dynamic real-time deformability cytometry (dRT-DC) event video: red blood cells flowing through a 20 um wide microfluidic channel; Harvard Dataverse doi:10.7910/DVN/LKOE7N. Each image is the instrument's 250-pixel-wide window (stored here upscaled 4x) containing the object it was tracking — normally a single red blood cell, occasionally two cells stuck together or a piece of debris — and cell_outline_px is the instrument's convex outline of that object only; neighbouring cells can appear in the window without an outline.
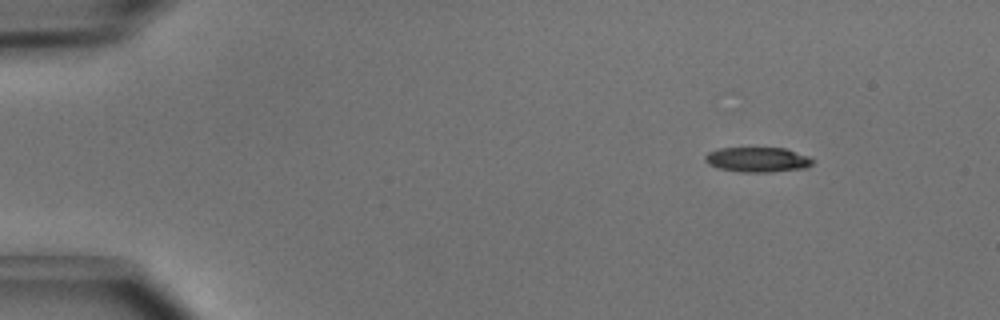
{"species": "common noctule bat (a hibernating species)", "species_latin": "Nyctalus noctula", "temperature_condition": "cold", "stored_images_in_passage": 46, "segment_of_instrument_passage": [1, 2], "camera_frame_rate_fps": 3000, "um_per_image_px": 0.085, "animal": {"sex": "male", "body_mass_g": 15.6}, "frame": {"image": 1, "passage_image": 1, "time_ms": 0.0, "image_size_px": [1000, 320], "cell_outline_px": [[816, 160], [812, 164], [804, 168], [772, 172], [740, 172], [720, 168], [708, 164], [704, 160], [704, 156], [708, 152], [720, 148], [784, 148], [808, 156]], "centroid_in_image_um": [64.39, 13.57], "position_along_channel_um": 20.6, "area_um2": 15.61}}
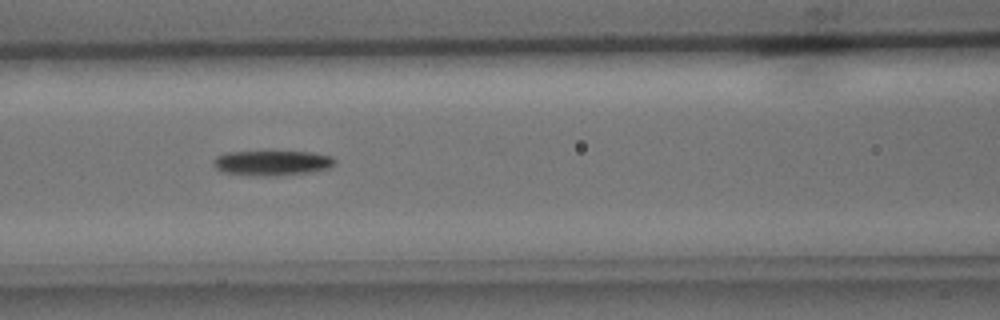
{"frame": {"image": 2, "passage_image": 17, "time_ms": 5.333, "image_size_px": [1000, 320], "cell_outline_px": [[336, 160], [328, 168], [308, 172], [276, 176], [224, 172], [216, 168], [212, 164], [212, 160], [216, 156], [224, 152], [312, 152], [332, 156]], "centroid_in_image_um": [23.1, 13.83], "position_along_channel_um": 143.5, "area_um2": 17.34}}
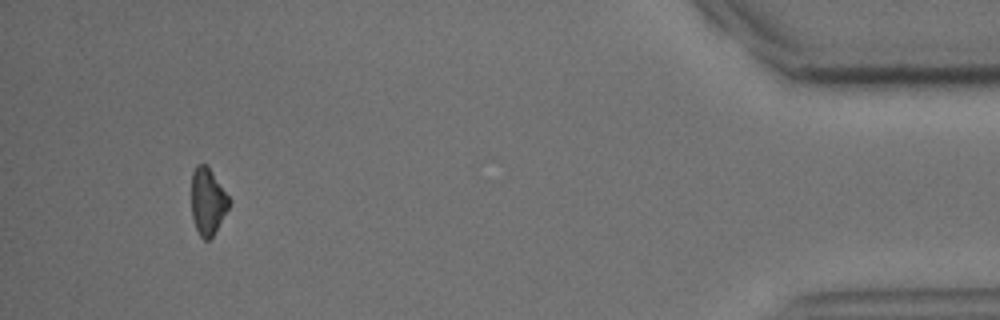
{"frame": {"image": 3, "passage_image": 42, "time_ms": 13.667, "image_size_px": [1000, 320], "cell_outline_px": [[232, 200], [228, 208], [212, 236], [208, 240], [204, 240], [200, 236], [196, 228], [192, 216], [192, 172], [196, 164], [204, 164], [208, 168]], "centroid_in_image_um": [17.65, 17.12], "position_along_channel_um": 417.6, "area_um2": 14.33}}